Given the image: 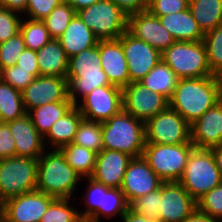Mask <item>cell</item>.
I'll list each match as a JSON object with an SVG mask.
<instances>
[{
    "label": "cell",
    "mask_w": 222,
    "mask_h": 222,
    "mask_svg": "<svg viewBox=\"0 0 222 222\" xmlns=\"http://www.w3.org/2000/svg\"><path fill=\"white\" fill-rule=\"evenodd\" d=\"M222 99V77L178 79L169 107L190 125Z\"/></svg>",
    "instance_id": "cell-1"
},
{
    "label": "cell",
    "mask_w": 222,
    "mask_h": 222,
    "mask_svg": "<svg viewBox=\"0 0 222 222\" xmlns=\"http://www.w3.org/2000/svg\"><path fill=\"white\" fill-rule=\"evenodd\" d=\"M80 183H83L82 177L67 163L59 149H46L38 158L37 191L55 198L80 199L76 195Z\"/></svg>",
    "instance_id": "cell-2"
},
{
    "label": "cell",
    "mask_w": 222,
    "mask_h": 222,
    "mask_svg": "<svg viewBox=\"0 0 222 222\" xmlns=\"http://www.w3.org/2000/svg\"><path fill=\"white\" fill-rule=\"evenodd\" d=\"M103 149L141 157L146 144L145 123L122 109L101 123Z\"/></svg>",
    "instance_id": "cell-3"
},
{
    "label": "cell",
    "mask_w": 222,
    "mask_h": 222,
    "mask_svg": "<svg viewBox=\"0 0 222 222\" xmlns=\"http://www.w3.org/2000/svg\"><path fill=\"white\" fill-rule=\"evenodd\" d=\"M178 182L196 201L221 184L222 175L211 149L194 148Z\"/></svg>",
    "instance_id": "cell-4"
},
{
    "label": "cell",
    "mask_w": 222,
    "mask_h": 222,
    "mask_svg": "<svg viewBox=\"0 0 222 222\" xmlns=\"http://www.w3.org/2000/svg\"><path fill=\"white\" fill-rule=\"evenodd\" d=\"M161 56L178 79L213 76L203 41H175Z\"/></svg>",
    "instance_id": "cell-5"
},
{
    "label": "cell",
    "mask_w": 222,
    "mask_h": 222,
    "mask_svg": "<svg viewBox=\"0 0 222 222\" xmlns=\"http://www.w3.org/2000/svg\"><path fill=\"white\" fill-rule=\"evenodd\" d=\"M38 159H0V205L6 200L36 190Z\"/></svg>",
    "instance_id": "cell-6"
},
{
    "label": "cell",
    "mask_w": 222,
    "mask_h": 222,
    "mask_svg": "<svg viewBox=\"0 0 222 222\" xmlns=\"http://www.w3.org/2000/svg\"><path fill=\"white\" fill-rule=\"evenodd\" d=\"M194 148L192 143L176 145L146 143L142 156L164 182L179 181Z\"/></svg>",
    "instance_id": "cell-7"
},
{
    "label": "cell",
    "mask_w": 222,
    "mask_h": 222,
    "mask_svg": "<svg viewBox=\"0 0 222 222\" xmlns=\"http://www.w3.org/2000/svg\"><path fill=\"white\" fill-rule=\"evenodd\" d=\"M77 15L99 40H116L127 31L128 16L112 0L94 3Z\"/></svg>",
    "instance_id": "cell-8"
},
{
    "label": "cell",
    "mask_w": 222,
    "mask_h": 222,
    "mask_svg": "<svg viewBox=\"0 0 222 222\" xmlns=\"http://www.w3.org/2000/svg\"><path fill=\"white\" fill-rule=\"evenodd\" d=\"M146 143H191L190 124L176 111L168 107L145 123Z\"/></svg>",
    "instance_id": "cell-9"
},
{
    "label": "cell",
    "mask_w": 222,
    "mask_h": 222,
    "mask_svg": "<svg viewBox=\"0 0 222 222\" xmlns=\"http://www.w3.org/2000/svg\"><path fill=\"white\" fill-rule=\"evenodd\" d=\"M83 118L105 122L123 109L122 88L115 85L97 87L77 104Z\"/></svg>",
    "instance_id": "cell-10"
},
{
    "label": "cell",
    "mask_w": 222,
    "mask_h": 222,
    "mask_svg": "<svg viewBox=\"0 0 222 222\" xmlns=\"http://www.w3.org/2000/svg\"><path fill=\"white\" fill-rule=\"evenodd\" d=\"M55 197L32 191L10 198L0 205L4 222H40Z\"/></svg>",
    "instance_id": "cell-11"
},
{
    "label": "cell",
    "mask_w": 222,
    "mask_h": 222,
    "mask_svg": "<svg viewBox=\"0 0 222 222\" xmlns=\"http://www.w3.org/2000/svg\"><path fill=\"white\" fill-rule=\"evenodd\" d=\"M122 91L123 109L144 123L169 107L167 97L150 91L141 82H131Z\"/></svg>",
    "instance_id": "cell-12"
},
{
    "label": "cell",
    "mask_w": 222,
    "mask_h": 222,
    "mask_svg": "<svg viewBox=\"0 0 222 222\" xmlns=\"http://www.w3.org/2000/svg\"><path fill=\"white\" fill-rule=\"evenodd\" d=\"M118 40L122 44L130 83L139 82L162 60L159 50L135 38L128 31L124 32Z\"/></svg>",
    "instance_id": "cell-13"
},
{
    "label": "cell",
    "mask_w": 222,
    "mask_h": 222,
    "mask_svg": "<svg viewBox=\"0 0 222 222\" xmlns=\"http://www.w3.org/2000/svg\"><path fill=\"white\" fill-rule=\"evenodd\" d=\"M66 77L40 75L22 90L23 105L28 112L47 103L62 102L68 99Z\"/></svg>",
    "instance_id": "cell-14"
},
{
    "label": "cell",
    "mask_w": 222,
    "mask_h": 222,
    "mask_svg": "<svg viewBox=\"0 0 222 222\" xmlns=\"http://www.w3.org/2000/svg\"><path fill=\"white\" fill-rule=\"evenodd\" d=\"M164 181L141 157L133 158L124 174L121 191L129 204L131 201L159 189Z\"/></svg>",
    "instance_id": "cell-15"
},
{
    "label": "cell",
    "mask_w": 222,
    "mask_h": 222,
    "mask_svg": "<svg viewBox=\"0 0 222 222\" xmlns=\"http://www.w3.org/2000/svg\"><path fill=\"white\" fill-rule=\"evenodd\" d=\"M127 31L161 53L175 42L159 18L152 15L148 10L129 15Z\"/></svg>",
    "instance_id": "cell-16"
},
{
    "label": "cell",
    "mask_w": 222,
    "mask_h": 222,
    "mask_svg": "<svg viewBox=\"0 0 222 222\" xmlns=\"http://www.w3.org/2000/svg\"><path fill=\"white\" fill-rule=\"evenodd\" d=\"M195 209L196 200L178 181L162 183L161 222H183Z\"/></svg>",
    "instance_id": "cell-17"
},
{
    "label": "cell",
    "mask_w": 222,
    "mask_h": 222,
    "mask_svg": "<svg viewBox=\"0 0 222 222\" xmlns=\"http://www.w3.org/2000/svg\"><path fill=\"white\" fill-rule=\"evenodd\" d=\"M195 148L211 149L222 144V99L190 125Z\"/></svg>",
    "instance_id": "cell-18"
},
{
    "label": "cell",
    "mask_w": 222,
    "mask_h": 222,
    "mask_svg": "<svg viewBox=\"0 0 222 222\" xmlns=\"http://www.w3.org/2000/svg\"><path fill=\"white\" fill-rule=\"evenodd\" d=\"M132 159L129 154L103 149L97 153L91 178L109 188H121L124 174Z\"/></svg>",
    "instance_id": "cell-19"
},
{
    "label": "cell",
    "mask_w": 222,
    "mask_h": 222,
    "mask_svg": "<svg viewBox=\"0 0 222 222\" xmlns=\"http://www.w3.org/2000/svg\"><path fill=\"white\" fill-rule=\"evenodd\" d=\"M98 48L101 57V67L111 85L120 88L130 83L128 66L121 42L116 40H99Z\"/></svg>",
    "instance_id": "cell-20"
},
{
    "label": "cell",
    "mask_w": 222,
    "mask_h": 222,
    "mask_svg": "<svg viewBox=\"0 0 222 222\" xmlns=\"http://www.w3.org/2000/svg\"><path fill=\"white\" fill-rule=\"evenodd\" d=\"M7 123L15 140V156L38 159L46 147L28 114Z\"/></svg>",
    "instance_id": "cell-21"
},
{
    "label": "cell",
    "mask_w": 222,
    "mask_h": 222,
    "mask_svg": "<svg viewBox=\"0 0 222 222\" xmlns=\"http://www.w3.org/2000/svg\"><path fill=\"white\" fill-rule=\"evenodd\" d=\"M58 40L68 58L97 45L99 41L77 14Z\"/></svg>",
    "instance_id": "cell-22"
},
{
    "label": "cell",
    "mask_w": 222,
    "mask_h": 222,
    "mask_svg": "<svg viewBox=\"0 0 222 222\" xmlns=\"http://www.w3.org/2000/svg\"><path fill=\"white\" fill-rule=\"evenodd\" d=\"M158 18L175 41H203L204 33L198 26L189 8L179 13H171Z\"/></svg>",
    "instance_id": "cell-23"
},
{
    "label": "cell",
    "mask_w": 222,
    "mask_h": 222,
    "mask_svg": "<svg viewBox=\"0 0 222 222\" xmlns=\"http://www.w3.org/2000/svg\"><path fill=\"white\" fill-rule=\"evenodd\" d=\"M83 116L74 105L62 118L58 119L44 137L46 149H60L72 143Z\"/></svg>",
    "instance_id": "cell-24"
},
{
    "label": "cell",
    "mask_w": 222,
    "mask_h": 222,
    "mask_svg": "<svg viewBox=\"0 0 222 222\" xmlns=\"http://www.w3.org/2000/svg\"><path fill=\"white\" fill-rule=\"evenodd\" d=\"M37 53L40 75L66 77L69 58L58 39L50 40Z\"/></svg>",
    "instance_id": "cell-25"
},
{
    "label": "cell",
    "mask_w": 222,
    "mask_h": 222,
    "mask_svg": "<svg viewBox=\"0 0 222 222\" xmlns=\"http://www.w3.org/2000/svg\"><path fill=\"white\" fill-rule=\"evenodd\" d=\"M74 104L68 98L62 102L47 103L27 112L32 124L38 133L44 138L50 131L52 125L63 117Z\"/></svg>",
    "instance_id": "cell-26"
},
{
    "label": "cell",
    "mask_w": 222,
    "mask_h": 222,
    "mask_svg": "<svg viewBox=\"0 0 222 222\" xmlns=\"http://www.w3.org/2000/svg\"><path fill=\"white\" fill-rule=\"evenodd\" d=\"M85 181L83 184V196L80 199V205H84L82 210L79 207V214L84 222H99V207H102L103 192H106L109 187L102 183L93 180L91 177L82 178ZM85 208V209H84ZM81 210V211H80Z\"/></svg>",
    "instance_id": "cell-27"
},
{
    "label": "cell",
    "mask_w": 222,
    "mask_h": 222,
    "mask_svg": "<svg viewBox=\"0 0 222 222\" xmlns=\"http://www.w3.org/2000/svg\"><path fill=\"white\" fill-rule=\"evenodd\" d=\"M189 9L203 33L222 24V0H189Z\"/></svg>",
    "instance_id": "cell-28"
},
{
    "label": "cell",
    "mask_w": 222,
    "mask_h": 222,
    "mask_svg": "<svg viewBox=\"0 0 222 222\" xmlns=\"http://www.w3.org/2000/svg\"><path fill=\"white\" fill-rule=\"evenodd\" d=\"M178 77L162 60L139 82L152 92H157L168 99L175 91Z\"/></svg>",
    "instance_id": "cell-29"
},
{
    "label": "cell",
    "mask_w": 222,
    "mask_h": 222,
    "mask_svg": "<svg viewBox=\"0 0 222 222\" xmlns=\"http://www.w3.org/2000/svg\"><path fill=\"white\" fill-rule=\"evenodd\" d=\"M65 156L67 163L82 177L88 178L94 172L97 153L73 143L59 149Z\"/></svg>",
    "instance_id": "cell-30"
},
{
    "label": "cell",
    "mask_w": 222,
    "mask_h": 222,
    "mask_svg": "<svg viewBox=\"0 0 222 222\" xmlns=\"http://www.w3.org/2000/svg\"><path fill=\"white\" fill-rule=\"evenodd\" d=\"M27 114L22 91L0 80V122H9Z\"/></svg>",
    "instance_id": "cell-31"
},
{
    "label": "cell",
    "mask_w": 222,
    "mask_h": 222,
    "mask_svg": "<svg viewBox=\"0 0 222 222\" xmlns=\"http://www.w3.org/2000/svg\"><path fill=\"white\" fill-rule=\"evenodd\" d=\"M66 78L68 80V97L74 105L95 88L111 85L103 69L101 73L82 74L81 77Z\"/></svg>",
    "instance_id": "cell-32"
},
{
    "label": "cell",
    "mask_w": 222,
    "mask_h": 222,
    "mask_svg": "<svg viewBox=\"0 0 222 222\" xmlns=\"http://www.w3.org/2000/svg\"><path fill=\"white\" fill-rule=\"evenodd\" d=\"M101 57L98 44L69 58L66 77H81L82 74L101 73Z\"/></svg>",
    "instance_id": "cell-33"
},
{
    "label": "cell",
    "mask_w": 222,
    "mask_h": 222,
    "mask_svg": "<svg viewBox=\"0 0 222 222\" xmlns=\"http://www.w3.org/2000/svg\"><path fill=\"white\" fill-rule=\"evenodd\" d=\"M75 200L77 202V198H55L40 222H84L80 217Z\"/></svg>",
    "instance_id": "cell-34"
},
{
    "label": "cell",
    "mask_w": 222,
    "mask_h": 222,
    "mask_svg": "<svg viewBox=\"0 0 222 222\" xmlns=\"http://www.w3.org/2000/svg\"><path fill=\"white\" fill-rule=\"evenodd\" d=\"M72 143L96 153L101 152L103 150L101 122L82 118Z\"/></svg>",
    "instance_id": "cell-35"
},
{
    "label": "cell",
    "mask_w": 222,
    "mask_h": 222,
    "mask_svg": "<svg viewBox=\"0 0 222 222\" xmlns=\"http://www.w3.org/2000/svg\"><path fill=\"white\" fill-rule=\"evenodd\" d=\"M20 32L26 48L37 51L52 40L46 25L41 20H31L22 17Z\"/></svg>",
    "instance_id": "cell-36"
},
{
    "label": "cell",
    "mask_w": 222,
    "mask_h": 222,
    "mask_svg": "<svg viewBox=\"0 0 222 222\" xmlns=\"http://www.w3.org/2000/svg\"><path fill=\"white\" fill-rule=\"evenodd\" d=\"M203 42L211 73L222 77V24L204 33Z\"/></svg>",
    "instance_id": "cell-37"
},
{
    "label": "cell",
    "mask_w": 222,
    "mask_h": 222,
    "mask_svg": "<svg viewBox=\"0 0 222 222\" xmlns=\"http://www.w3.org/2000/svg\"><path fill=\"white\" fill-rule=\"evenodd\" d=\"M128 205L121 188H109L103 192L102 207H99V222H102V219L104 222V218L105 221L115 220L117 216L120 218L128 210Z\"/></svg>",
    "instance_id": "cell-38"
},
{
    "label": "cell",
    "mask_w": 222,
    "mask_h": 222,
    "mask_svg": "<svg viewBox=\"0 0 222 222\" xmlns=\"http://www.w3.org/2000/svg\"><path fill=\"white\" fill-rule=\"evenodd\" d=\"M76 14L75 9L63 1L42 21L45 23L51 38L59 39Z\"/></svg>",
    "instance_id": "cell-39"
},
{
    "label": "cell",
    "mask_w": 222,
    "mask_h": 222,
    "mask_svg": "<svg viewBox=\"0 0 222 222\" xmlns=\"http://www.w3.org/2000/svg\"><path fill=\"white\" fill-rule=\"evenodd\" d=\"M162 199V185L159 189L143 195L131 201L128 209L135 214L145 216L149 219H158L160 216V205Z\"/></svg>",
    "instance_id": "cell-40"
},
{
    "label": "cell",
    "mask_w": 222,
    "mask_h": 222,
    "mask_svg": "<svg viewBox=\"0 0 222 222\" xmlns=\"http://www.w3.org/2000/svg\"><path fill=\"white\" fill-rule=\"evenodd\" d=\"M38 76H40L39 70H24L17 65L0 69V80L20 91Z\"/></svg>",
    "instance_id": "cell-41"
},
{
    "label": "cell",
    "mask_w": 222,
    "mask_h": 222,
    "mask_svg": "<svg viewBox=\"0 0 222 222\" xmlns=\"http://www.w3.org/2000/svg\"><path fill=\"white\" fill-rule=\"evenodd\" d=\"M196 202L199 211L222 222V183L205 193Z\"/></svg>",
    "instance_id": "cell-42"
},
{
    "label": "cell",
    "mask_w": 222,
    "mask_h": 222,
    "mask_svg": "<svg viewBox=\"0 0 222 222\" xmlns=\"http://www.w3.org/2000/svg\"><path fill=\"white\" fill-rule=\"evenodd\" d=\"M26 49L21 32L0 43V69L16 65V61Z\"/></svg>",
    "instance_id": "cell-43"
},
{
    "label": "cell",
    "mask_w": 222,
    "mask_h": 222,
    "mask_svg": "<svg viewBox=\"0 0 222 222\" xmlns=\"http://www.w3.org/2000/svg\"><path fill=\"white\" fill-rule=\"evenodd\" d=\"M22 15L0 7V43L20 32Z\"/></svg>",
    "instance_id": "cell-44"
},
{
    "label": "cell",
    "mask_w": 222,
    "mask_h": 222,
    "mask_svg": "<svg viewBox=\"0 0 222 222\" xmlns=\"http://www.w3.org/2000/svg\"><path fill=\"white\" fill-rule=\"evenodd\" d=\"M64 0H28L23 17L31 20H43Z\"/></svg>",
    "instance_id": "cell-45"
},
{
    "label": "cell",
    "mask_w": 222,
    "mask_h": 222,
    "mask_svg": "<svg viewBox=\"0 0 222 222\" xmlns=\"http://www.w3.org/2000/svg\"><path fill=\"white\" fill-rule=\"evenodd\" d=\"M189 8V0H149L148 11L154 16L179 13Z\"/></svg>",
    "instance_id": "cell-46"
},
{
    "label": "cell",
    "mask_w": 222,
    "mask_h": 222,
    "mask_svg": "<svg viewBox=\"0 0 222 222\" xmlns=\"http://www.w3.org/2000/svg\"><path fill=\"white\" fill-rule=\"evenodd\" d=\"M15 157V140L6 122H0V159Z\"/></svg>",
    "instance_id": "cell-47"
},
{
    "label": "cell",
    "mask_w": 222,
    "mask_h": 222,
    "mask_svg": "<svg viewBox=\"0 0 222 222\" xmlns=\"http://www.w3.org/2000/svg\"><path fill=\"white\" fill-rule=\"evenodd\" d=\"M127 16L148 9L149 0H112Z\"/></svg>",
    "instance_id": "cell-48"
},
{
    "label": "cell",
    "mask_w": 222,
    "mask_h": 222,
    "mask_svg": "<svg viewBox=\"0 0 222 222\" xmlns=\"http://www.w3.org/2000/svg\"><path fill=\"white\" fill-rule=\"evenodd\" d=\"M16 65L24 70H39L36 51L26 48L17 59Z\"/></svg>",
    "instance_id": "cell-49"
},
{
    "label": "cell",
    "mask_w": 222,
    "mask_h": 222,
    "mask_svg": "<svg viewBox=\"0 0 222 222\" xmlns=\"http://www.w3.org/2000/svg\"><path fill=\"white\" fill-rule=\"evenodd\" d=\"M28 0H2V7L24 15Z\"/></svg>",
    "instance_id": "cell-50"
},
{
    "label": "cell",
    "mask_w": 222,
    "mask_h": 222,
    "mask_svg": "<svg viewBox=\"0 0 222 222\" xmlns=\"http://www.w3.org/2000/svg\"><path fill=\"white\" fill-rule=\"evenodd\" d=\"M120 221L121 222H161L159 219H149L145 216L135 214L129 209L120 217Z\"/></svg>",
    "instance_id": "cell-51"
},
{
    "label": "cell",
    "mask_w": 222,
    "mask_h": 222,
    "mask_svg": "<svg viewBox=\"0 0 222 222\" xmlns=\"http://www.w3.org/2000/svg\"><path fill=\"white\" fill-rule=\"evenodd\" d=\"M183 222H220L195 209Z\"/></svg>",
    "instance_id": "cell-52"
},
{
    "label": "cell",
    "mask_w": 222,
    "mask_h": 222,
    "mask_svg": "<svg viewBox=\"0 0 222 222\" xmlns=\"http://www.w3.org/2000/svg\"><path fill=\"white\" fill-rule=\"evenodd\" d=\"M99 1L102 0H64V2L70 4L76 12Z\"/></svg>",
    "instance_id": "cell-53"
},
{
    "label": "cell",
    "mask_w": 222,
    "mask_h": 222,
    "mask_svg": "<svg viewBox=\"0 0 222 222\" xmlns=\"http://www.w3.org/2000/svg\"><path fill=\"white\" fill-rule=\"evenodd\" d=\"M211 151L215 157L217 167L222 175V144L211 148Z\"/></svg>",
    "instance_id": "cell-54"
}]
</instances>
